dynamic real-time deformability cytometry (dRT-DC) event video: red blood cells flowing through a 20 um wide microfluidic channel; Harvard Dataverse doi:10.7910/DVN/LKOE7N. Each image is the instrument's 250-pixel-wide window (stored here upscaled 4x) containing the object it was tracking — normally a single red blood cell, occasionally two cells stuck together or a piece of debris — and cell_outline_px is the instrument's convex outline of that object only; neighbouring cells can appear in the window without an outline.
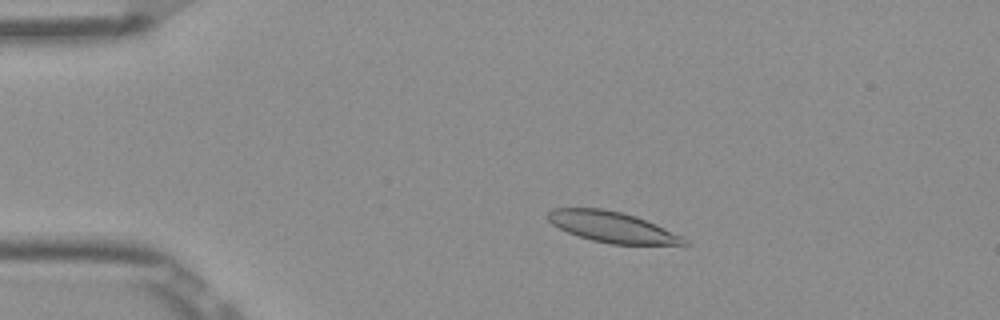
{"species": "Egyptian fruit bat (a non-hibernating species)", "species_latin": "Rousettus aegyptiacus", "temperature_condition": "room temperature", "stored_images_in_passage": 53, "camera_frame_rate_fps": 3000, "um_per_image_px": 0.085, "frame": {"image": 1, "passage_image": 11, "time_ms": 3.333, "image_size_px": [1000, 320], "cell_outline_px": [[692, 244], [612, 244], [592, 240], [568, 232], [552, 224], [548, 220], [548, 212], [552, 208], [600, 208], [620, 212], [636, 216], [656, 224], [684, 236]], "centroid_in_image_um": [52.07, 19.29], "position_along_channel_um": 32.9, "area_um2": 24.22}}
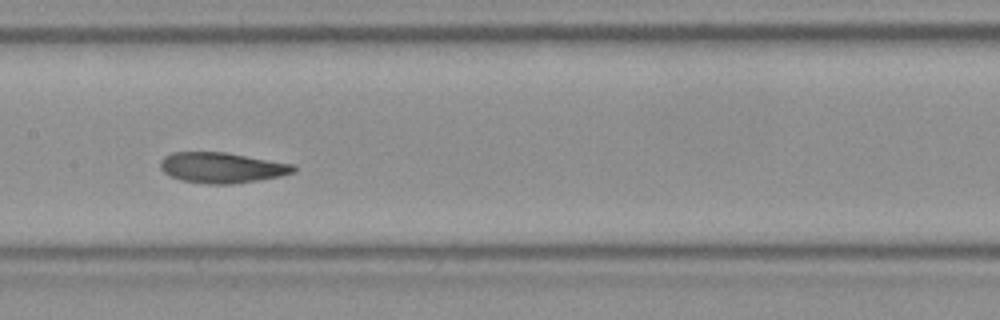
{"frame": {"image": 2, "passage_image": 27, "time_ms": 8.667, "image_size_px": [1000, 320], "cell_outline_px": [[296, 172], [280, 176], [232, 184], [208, 184], [180, 180], [164, 172], [160, 168], [160, 160], [164, 156], [172, 152], [224, 152], [296, 164]], "centroid_in_image_um": [18.87, 14.24], "position_along_channel_um": 188.5, "area_um2": 23.76}}
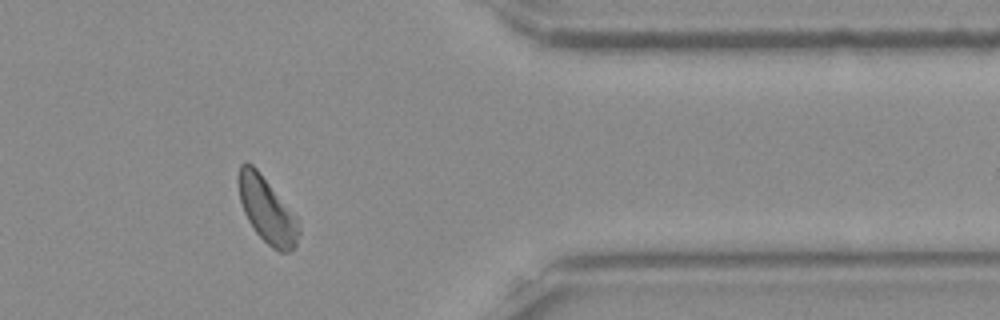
{"frame": {"image": 3, "passage_image": 44, "time_ms": 14.333, "image_size_px": [1000, 320], "cell_outline_px": [[300, 232], [296, 244], [288, 252], [280, 252], [272, 248], [256, 232], [248, 220], [244, 212], [240, 200], [236, 180], [236, 176], [240, 164], [244, 160], [252, 164], [256, 168], [300, 220]], "centroid_in_image_um": [22.68, 17.82], "position_along_channel_um": 388.7, "area_um2": 23.29}, "authors_computed_cell_mechanics": {"area_um2": 23.7558, "velocity_mm_per_s": 3.8519, "shape_relaxation_time_tau1_ms": 4.4336, "shape_relaxation_time_tau2_ms": 2.2115, "deformation_change_tau1": 0.1403, "deformation_change_tau2": 0.0725}}